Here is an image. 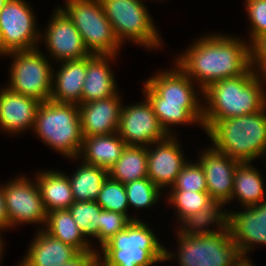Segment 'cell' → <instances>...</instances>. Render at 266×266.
<instances>
[{
	"instance_id": "cell-43",
	"label": "cell",
	"mask_w": 266,
	"mask_h": 266,
	"mask_svg": "<svg viewBox=\"0 0 266 266\" xmlns=\"http://www.w3.org/2000/svg\"><path fill=\"white\" fill-rule=\"evenodd\" d=\"M8 0H0V10L5 6Z\"/></svg>"
},
{
	"instance_id": "cell-16",
	"label": "cell",
	"mask_w": 266,
	"mask_h": 266,
	"mask_svg": "<svg viewBox=\"0 0 266 266\" xmlns=\"http://www.w3.org/2000/svg\"><path fill=\"white\" fill-rule=\"evenodd\" d=\"M200 151L196 160L203 167L207 192L214 202L222 203L230 211L235 169L240 162L217 151L210 144Z\"/></svg>"
},
{
	"instance_id": "cell-26",
	"label": "cell",
	"mask_w": 266,
	"mask_h": 266,
	"mask_svg": "<svg viewBox=\"0 0 266 266\" xmlns=\"http://www.w3.org/2000/svg\"><path fill=\"white\" fill-rule=\"evenodd\" d=\"M126 147L120 135L114 134L83 137L78 158L83 162L109 170L121 157Z\"/></svg>"
},
{
	"instance_id": "cell-34",
	"label": "cell",
	"mask_w": 266,
	"mask_h": 266,
	"mask_svg": "<svg viewBox=\"0 0 266 266\" xmlns=\"http://www.w3.org/2000/svg\"><path fill=\"white\" fill-rule=\"evenodd\" d=\"M96 202L103 210L124 214L130 221L142 220L141 216L138 215V212L137 214L134 213V216L133 213H130L129 211L125 185L119 181L111 179L109 176L105 179Z\"/></svg>"
},
{
	"instance_id": "cell-21",
	"label": "cell",
	"mask_w": 266,
	"mask_h": 266,
	"mask_svg": "<svg viewBox=\"0 0 266 266\" xmlns=\"http://www.w3.org/2000/svg\"><path fill=\"white\" fill-rule=\"evenodd\" d=\"M118 57L114 55H90L87 57V73L82 90V103L109 98L120 91L114 69ZM113 64V66L111 65Z\"/></svg>"
},
{
	"instance_id": "cell-5",
	"label": "cell",
	"mask_w": 266,
	"mask_h": 266,
	"mask_svg": "<svg viewBox=\"0 0 266 266\" xmlns=\"http://www.w3.org/2000/svg\"><path fill=\"white\" fill-rule=\"evenodd\" d=\"M32 134L64 159L78 157L83 142L78 105L41 102Z\"/></svg>"
},
{
	"instance_id": "cell-39",
	"label": "cell",
	"mask_w": 266,
	"mask_h": 266,
	"mask_svg": "<svg viewBox=\"0 0 266 266\" xmlns=\"http://www.w3.org/2000/svg\"><path fill=\"white\" fill-rule=\"evenodd\" d=\"M255 66L266 76V38H264L255 48Z\"/></svg>"
},
{
	"instance_id": "cell-17",
	"label": "cell",
	"mask_w": 266,
	"mask_h": 266,
	"mask_svg": "<svg viewBox=\"0 0 266 266\" xmlns=\"http://www.w3.org/2000/svg\"><path fill=\"white\" fill-rule=\"evenodd\" d=\"M0 86L1 134L14 138L16 135L21 137L22 133H32L41 102L10 90L5 84Z\"/></svg>"
},
{
	"instance_id": "cell-29",
	"label": "cell",
	"mask_w": 266,
	"mask_h": 266,
	"mask_svg": "<svg viewBox=\"0 0 266 266\" xmlns=\"http://www.w3.org/2000/svg\"><path fill=\"white\" fill-rule=\"evenodd\" d=\"M44 230L54 238L76 248L79 252L94 249L82 235L69 209L48 212Z\"/></svg>"
},
{
	"instance_id": "cell-41",
	"label": "cell",
	"mask_w": 266,
	"mask_h": 266,
	"mask_svg": "<svg viewBox=\"0 0 266 266\" xmlns=\"http://www.w3.org/2000/svg\"><path fill=\"white\" fill-rule=\"evenodd\" d=\"M252 256L239 254L233 261L231 266H256L252 261Z\"/></svg>"
},
{
	"instance_id": "cell-12",
	"label": "cell",
	"mask_w": 266,
	"mask_h": 266,
	"mask_svg": "<svg viewBox=\"0 0 266 266\" xmlns=\"http://www.w3.org/2000/svg\"><path fill=\"white\" fill-rule=\"evenodd\" d=\"M53 9L47 25L43 30L40 29L38 48L44 46L46 48L44 54L54 63L90 56L72 20L59 6L56 5Z\"/></svg>"
},
{
	"instance_id": "cell-6",
	"label": "cell",
	"mask_w": 266,
	"mask_h": 266,
	"mask_svg": "<svg viewBox=\"0 0 266 266\" xmlns=\"http://www.w3.org/2000/svg\"><path fill=\"white\" fill-rule=\"evenodd\" d=\"M147 0H100L104 14L121 45L135 44L145 51H161L164 40L155 24ZM155 2L148 0V2ZM158 27V28H157ZM127 41V42H126Z\"/></svg>"
},
{
	"instance_id": "cell-27",
	"label": "cell",
	"mask_w": 266,
	"mask_h": 266,
	"mask_svg": "<svg viewBox=\"0 0 266 266\" xmlns=\"http://www.w3.org/2000/svg\"><path fill=\"white\" fill-rule=\"evenodd\" d=\"M227 207L220 202H213L209 207L191 216L183 218L174 225L178 235L203 236L218 233L227 227Z\"/></svg>"
},
{
	"instance_id": "cell-24",
	"label": "cell",
	"mask_w": 266,
	"mask_h": 266,
	"mask_svg": "<svg viewBox=\"0 0 266 266\" xmlns=\"http://www.w3.org/2000/svg\"><path fill=\"white\" fill-rule=\"evenodd\" d=\"M255 165L253 162H242L237 165L230 204L238 201L239 205L236 206L242 208L266 200V178L264 172Z\"/></svg>"
},
{
	"instance_id": "cell-10",
	"label": "cell",
	"mask_w": 266,
	"mask_h": 266,
	"mask_svg": "<svg viewBox=\"0 0 266 266\" xmlns=\"http://www.w3.org/2000/svg\"><path fill=\"white\" fill-rule=\"evenodd\" d=\"M14 177L1 184L9 218V231L28 224L38 225L35 231L43 230L48 212L36 179H31L24 173Z\"/></svg>"
},
{
	"instance_id": "cell-36",
	"label": "cell",
	"mask_w": 266,
	"mask_h": 266,
	"mask_svg": "<svg viewBox=\"0 0 266 266\" xmlns=\"http://www.w3.org/2000/svg\"><path fill=\"white\" fill-rule=\"evenodd\" d=\"M187 190L191 192H207V182L201 164L195 159L188 160L182 167L173 186L168 191Z\"/></svg>"
},
{
	"instance_id": "cell-32",
	"label": "cell",
	"mask_w": 266,
	"mask_h": 266,
	"mask_svg": "<svg viewBox=\"0 0 266 266\" xmlns=\"http://www.w3.org/2000/svg\"><path fill=\"white\" fill-rule=\"evenodd\" d=\"M164 200L167 207L173 210L176 225L187 216L209 207L214 201L208 192H191L187 190L167 191ZM175 211V212H174Z\"/></svg>"
},
{
	"instance_id": "cell-1",
	"label": "cell",
	"mask_w": 266,
	"mask_h": 266,
	"mask_svg": "<svg viewBox=\"0 0 266 266\" xmlns=\"http://www.w3.org/2000/svg\"><path fill=\"white\" fill-rule=\"evenodd\" d=\"M232 35L204 32L172 61L202 91L216 81L241 76L255 64L254 48L244 36Z\"/></svg>"
},
{
	"instance_id": "cell-14",
	"label": "cell",
	"mask_w": 266,
	"mask_h": 266,
	"mask_svg": "<svg viewBox=\"0 0 266 266\" xmlns=\"http://www.w3.org/2000/svg\"><path fill=\"white\" fill-rule=\"evenodd\" d=\"M178 138V135H168L164 140L147 147L148 178L164 195L173 186L182 167L189 160Z\"/></svg>"
},
{
	"instance_id": "cell-37",
	"label": "cell",
	"mask_w": 266,
	"mask_h": 266,
	"mask_svg": "<svg viewBox=\"0 0 266 266\" xmlns=\"http://www.w3.org/2000/svg\"><path fill=\"white\" fill-rule=\"evenodd\" d=\"M131 221L121 213L101 210L100 248L118 232L123 231Z\"/></svg>"
},
{
	"instance_id": "cell-9",
	"label": "cell",
	"mask_w": 266,
	"mask_h": 266,
	"mask_svg": "<svg viewBox=\"0 0 266 266\" xmlns=\"http://www.w3.org/2000/svg\"><path fill=\"white\" fill-rule=\"evenodd\" d=\"M2 57L11 59L6 87L39 102L50 100L54 63L42 52L41 48L12 51Z\"/></svg>"
},
{
	"instance_id": "cell-22",
	"label": "cell",
	"mask_w": 266,
	"mask_h": 266,
	"mask_svg": "<svg viewBox=\"0 0 266 266\" xmlns=\"http://www.w3.org/2000/svg\"><path fill=\"white\" fill-rule=\"evenodd\" d=\"M54 64L50 100L58 103L80 105L87 73V57L79 60L57 62L58 65Z\"/></svg>"
},
{
	"instance_id": "cell-4",
	"label": "cell",
	"mask_w": 266,
	"mask_h": 266,
	"mask_svg": "<svg viewBox=\"0 0 266 266\" xmlns=\"http://www.w3.org/2000/svg\"><path fill=\"white\" fill-rule=\"evenodd\" d=\"M151 226L147 221H131L98 250L99 266H157L167 262L166 246Z\"/></svg>"
},
{
	"instance_id": "cell-33",
	"label": "cell",
	"mask_w": 266,
	"mask_h": 266,
	"mask_svg": "<svg viewBox=\"0 0 266 266\" xmlns=\"http://www.w3.org/2000/svg\"><path fill=\"white\" fill-rule=\"evenodd\" d=\"M127 192L129 209L143 212L152 210L164 199V193L148 178L134 180L124 184ZM163 194V195H162ZM162 197V198H161ZM152 208V209H151Z\"/></svg>"
},
{
	"instance_id": "cell-3",
	"label": "cell",
	"mask_w": 266,
	"mask_h": 266,
	"mask_svg": "<svg viewBox=\"0 0 266 266\" xmlns=\"http://www.w3.org/2000/svg\"><path fill=\"white\" fill-rule=\"evenodd\" d=\"M217 151L240 163L266 164V107L256 113L218 120L206 132Z\"/></svg>"
},
{
	"instance_id": "cell-25",
	"label": "cell",
	"mask_w": 266,
	"mask_h": 266,
	"mask_svg": "<svg viewBox=\"0 0 266 266\" xmlns=\"http://www.w3.org/2000/svg\"><path fill=\"white\" fill-rule=\"evenodd\" d=\"M35 172L33 176L38 183L47 212L68 209L75 202L70 181L63 171L45 168Z\"/></svg>"
},
{
	"instance_id": "cell-19",
	"label": "cell",
	"mask_w": 266,
	"mask_h": 266,
	"mask_svg": "<svg viewBox=\"0 0 266 266\" xmlns=\"http://www.w3.org/2000/svg\"><path fill=\"white\" fill-rule=\"evenodd\" d=\"M142 95L149 101L161 127L168 135H178L174 127L191 125L203 129V103L164 102L144 81ZM173 127V128H172Z\"/></svg>"
},
{
	"instance_id": "cell-31",
	"label": "cell",
	"mask_w": 266,
	"mask_h": 266,
	"mask_svg": "<svg viewBox=\"0 0 266 266\" xmlns=\"http://www.w3.org/2000/svg\"><path fill=\"white\" fill-rule=\"evenodd\" d=\"M68 209L85 239L94 249H100L101 206L96 201H75Z\"/></svg>"
},
{
	"instance_id": "cell-38",
	"label": "cell",
	"mask_w": 266,
	"mask_h": 266,
	"mask_svg": "<svg viewBox=\"0 0 266 266\" xmlns=\"http://www.w3.org/2000/svg\"><path fill=\"white\" fill-rule=\"evenodd\" d=\"M61 266H99V252L96 249L80 252Z\"/></svg>"
},
{
	"instance_id": "cell-28",
	"label": "cell",
	"mask_w": 266,
	"mask_h": 266,
	"mask_svg": "<svg viewBox=\"0 0 266 266\" xmlns=\"http://www.w3.org/2000/svg\"><path fill=\"white\" fill-rule=\"evenodd\" d=\"M71 163L74 161L76 169L74 172L64 173L68 176L70 187L75 201H96L98 194L102 188L105 179L108 177V171L83 162L80 158L69 159ZM73 161V162H72Z\"/></svg>"
},
{
	"instance_id": "cell-13",
	"label": "cell",
	"mask_w": 266,
	"mask_h": 266,
	"mask_svg": "<svg viewBox=\"0 0 266 266\" xmlns=\"http://www.w3.org/2000/svg\"><path fill=\"white\" fill-rule=\"evenodd\" d=\"M130 104H123L117 130L126 146L149 147L168 136L144 96L140 102Z\"/></svg>"
},
{
	"instance_id": "cell-23",
	"label": "cell",
	"mask_w": 266,
	"mask_h": 266,
	"mask_svg": "<svg viewBox=\"0 0 266 266\" xmlns=\"http://www.w3.org/2000/svg\"><path fill=\"white\" fill-rule=\"evenodd\" d=\"M24 257L18 262L17 266H61L69 262L80 252L54 238L44 229L37 230L33 234Z\"/></svg>"
},
{
	"instance_id": "cell-2",
	"label": "cell",
	"mask_w": 266,
	"mask_h": 266,
	"mask_svg": "<svg viewBox=\"0 0 266 266\" xmlns=\"http://www.w3.org/2000/svg\"><path fill=\"white\" fill-rule=\"evenodd\" d=\"M266 76L255 64L243 75L216 81L203 90L204 133L218 120L253 114L266 107Z\"/></svg>"
},
{
	"instance_id": "cell-40",
	"label": "cell",
	"mask_w": 266,
	"mask_h": 266,
	"mask_svg": "<svg viewBox=\"0 0 266 266\" xmlns=\"http://www.w3.org/2000/svg\"><path fill=\"white\" fill-rule=\"evenodd\" d=\"M5 231H9V218L6 211L5 197L2 185L0 183V233L4 234L5 236Z\"/></svg>"
},
{
	"instance_id": "cell-8",
	"label": "cell",
	"mask_w": 266,
	"mask_h": 266,
	"mask_svg": "<svg viewBox=\"0 0 266 266\" xmlns=\"http://www.w3.org/2000/svg\"><path fill=\"white\" fill-rule=\"evenodd\" d=\"M63 2L58 6L72 20L90 54L120 55L123 46L116 38L100 0H63Z\"/></svg>"
},
{
	"instance_id": "cell-42",
	"label": "cell",
	"mask_w": 266,
	"mask_h": 266,
	"mask_svg": "<svg viewBox=\"0 0 266 266\" xmlns=\"http://www.w3.org/2000/svg\"><path fill=\"white\" fill-rule=\"evenodd\" d=\"M5 236H2V234L0 233V266H2V263H3V259H4V256H5V250H6V240L4 239Z\"/></svg>"
},
{
	"instance_id": "cell-15",
	"label": "cell",
	"mask_w": 266,
	"mask_h": 266,
	"mask_svg": "<svg viewBox=\"0 0 266 266\" xmlns=\"http://www.w3.org/2000/svg\"><path fill=\"white\" fill-rule=\"evenodd\" d=\"M227 227L239 254L250 255L258 246H266V200L227 211Z\"/></svg>"
},
{
	"instance_id": "cell-18",
	"label": "cell",
	"mask_w": 266,
	"mask_h": 266,
	"mask_svg": "<svg viewBox=\"0 0 266 266\" xmlns=\"http://www.w3.org/2000/svg\"><path fill=\"white\" fill-rule=\"evenodd\" d=\"M171 67L156 70L144 82L164 102L203 103V91L172 61ZM196 86V87H195Z\"/></svg>"
},
{
	"instance_id": "cell-11",
	"label": "cell",
	"mask_w": 266,
	"mask_h": 266,
	"mask_svg": "<svg viewBox=\"0 0 266 266\" xmlns=\"http://www.w3.org/2000/svg\"><path fill=\"white\" fill-rule=\"evenodd\" d=\"M35 12L27 0H8L0 10V57L38 48L41 26Z\"/></svg>"
},
{
	"instance_id": "cell-20",
	"label": "cell",
	"mask_w": 266,
	"mask_h": 266,
	"mask_svg": "<svg viewBox=\"0 0 266 266\" xmlns=\"http://www.w3.org/2000/svg\"><path fill=\"white\" fill-rule=\"evenodd\" d=\"M78 105L83 137L114 134L117 132L123 103L122 93Z\"/></svg>"
},
{
	"instance_id": "cell-35",
	"label": "cell",
	"mask_w": 266,
	"mask_h": 266,
	"mask_svg": "<svg viewBox=\"0 0 266 266\" xmlns=\"http://www.w3.org/2000/svg\"><path fill=\"white\" fill-rule=\"evenodd\" d=\"M244 10L249 21L247 36L244 38L255 48L266 38V0H245Z\"/></svg>"
},
{
	"instance_id": "cell-30",
	"label": "cell",
	"mask_w": 266,
	"mask_h": 266,
	"mask_svg": "<svg viewBox=\"0 0 266 266\" xmlns=\"http://www.w3.org/2000/svg\"><path fill=\"white\" fill-rule=\"evenodd\" d=\"M147 147L126 146L118 161L108 170V176L123 184L148 177Z\"/></svg>"
},
{
	"instance_id": "cell-44",
	"label": "cell",
	"mask_w": 266,
	"mask_h": 266,
	"mask_svg": "<svg viewBox=\"0 0 266 266\" xmlns=\"http://www.w3.org/2000/svg\"><path fill=\"white\" fill-rule=\"evenodd\" d=\"M152 1H153V0H152ZM154 1H156V2L159 1L158 3H160V2L162 3L163 0H154ZM163 2H165V0H164Z\"/></svg>"
},
{
	"instance_id": "cell-7",
	"label": "cell",
	"mask_w": 266,
	"mask_h": 266,
	"mask_svg": "<svg viewBox=\"0 0 266 266\" xmlns=\"http://www.w3.org/2000/svg\"><path fill=\"white\" fill-rule=\"evenodd\" d=\"M176 248L165 247V260L178 266H231L239 255L228 227L218 233L203 236H184L175 233ZM175 252H174V251ZM170 260V261H169Z\"/></svg>"
}]
</instances>
